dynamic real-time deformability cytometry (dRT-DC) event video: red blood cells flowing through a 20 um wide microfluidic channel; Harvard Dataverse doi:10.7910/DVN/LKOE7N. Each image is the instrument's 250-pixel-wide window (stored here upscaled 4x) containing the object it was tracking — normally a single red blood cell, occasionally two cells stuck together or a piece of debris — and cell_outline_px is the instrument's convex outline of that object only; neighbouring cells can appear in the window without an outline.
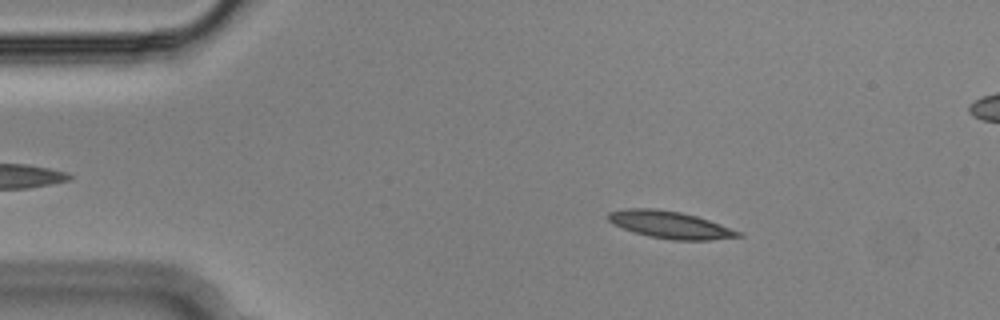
{"species": "Egyptian fruit bat (a non-hibernating species)", "species_latin": "Rousettus aegyptiacus", "temperature_condition": "cold", "stored_images_in_passage": 55, "camera_frame_rate_fps": 3000, "um_per_image_px": 0.085, "animal": {"sex": "male"}, "frame": {"image": 1, "passage_image": 8, "time_ms": 2.333, "image_size_px": [1000, 320], "cell_outline_px": [[744, 236], [708, 240], [672, 240], [648, 236], [612, 224], [608, 220], [608, 212], [628, 208], [656, 208], [680, 212], [696, 216], [720, 224], [740, 232]], "centroid_in_image_um": [56.94, 19.1], "position_along_channel_um": 28.1, "area_um2": 20.4}}
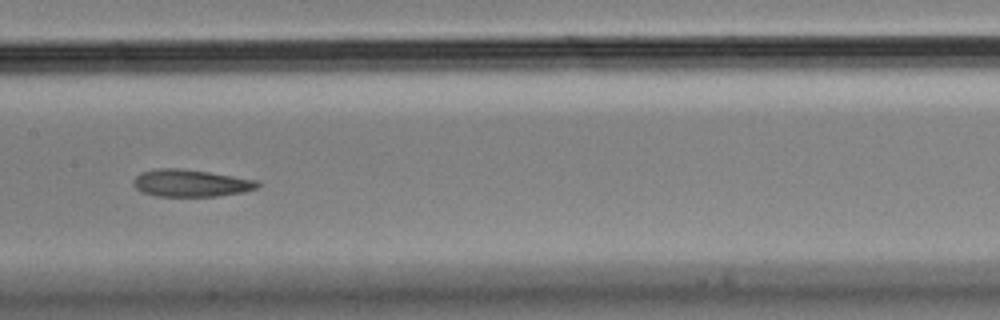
{"frame": {"image": 2, "passage_image": 26, "time_ms": 8.333, "image_size_px": [1000, 320], "cell_outline_px": [[260, 184], [256, 188], [244, 192], [220, 196], [156, 196], [140, 192], [132, 184], [132, 180], [136, 176], [144, 172], [160, 168], [176, 168], [208, 172], [256, 180]], "centroid_in_image_um": [16.19, 15.58], "position_along_channel_um": 191.2, "area_um2": 19.54}}
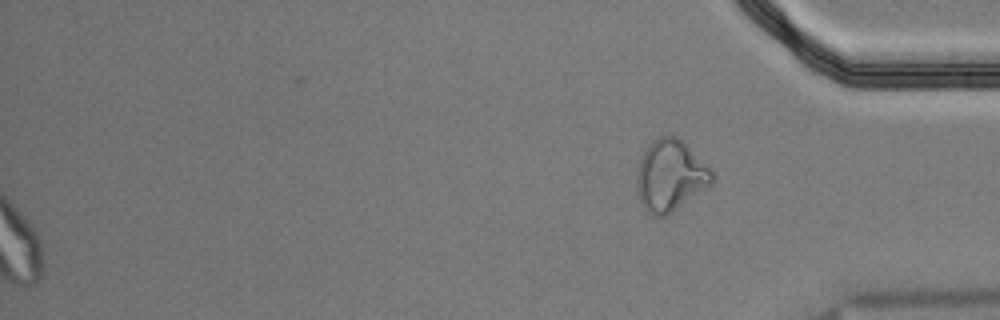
{"frame": {"image": 3, "passage_image": 55, "time_ms": 18.0, "image_size_px": [1000, 320], "cell_outline_px": [[716, 176], [712, 184], [664, 216], [652, 216], [640, 204], [636, 188], [636, 172], [640, 160], [648, 144], [652, 140], [660, 136], [676, 136]], "centroid_in_image_um": [56.92, 14.94], "position_along_channel_um": 378.3, "area_um2": 30.69}, "authors_computed_cell_mechanics": {"area_um2": 20.23, "velocity_mm_per_s": 3.6217, "shape_relaxation_time_tau1_ms": null, "shape_relaxation_time_tau2_ms": 5.3551, "deformation_change_tau1": null, "deformation_change_tau2": 0.1399}}